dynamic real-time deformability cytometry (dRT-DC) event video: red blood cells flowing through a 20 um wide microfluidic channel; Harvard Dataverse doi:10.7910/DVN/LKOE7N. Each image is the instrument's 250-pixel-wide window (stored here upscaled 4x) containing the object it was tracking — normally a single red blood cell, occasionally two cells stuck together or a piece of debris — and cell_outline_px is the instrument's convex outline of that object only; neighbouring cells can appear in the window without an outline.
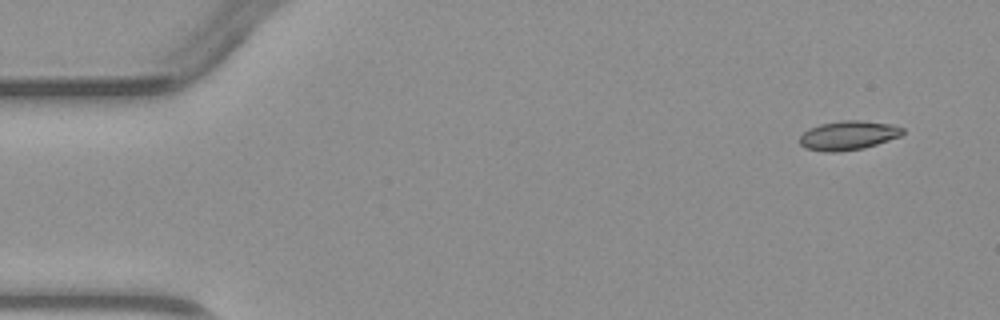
{"species": "common noctule bat (a hibernating species)", "species_latin": "Nyctalus noctula", "temperature_condition": "warm", "stored_images_in_passage": 4, "camera_frame_rate_fps": 3000, "um_per_image_px": 0.085, "animal": {"sex": "male", "body_mass_g": 23.1, "forearm_length_mm": 52.7}, "frame": {"image": 1, "passage_image": 1, "time_ms": 0.0, "image_size_px": [1000, 320], "cell_outline_px": [[904, 132], [900, 136], [864, 148], [840, 152], [824, 152], [804, 148], [800, 144], [800, 136], [808, 128], [820, 124], [840, 120], [860, 120], [892, 124], [904, 128]], "centroid_in_image_um": [72.08, 11.51], "position_along_channel_um": 12.9, "area_um2": 17.63}}
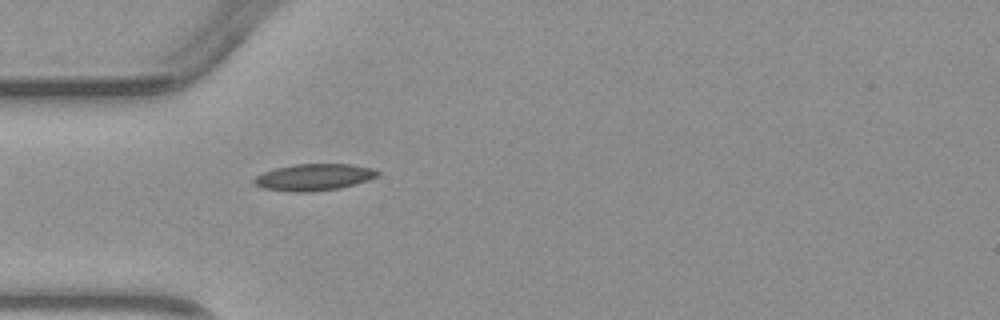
{"frame": {"image": 2, "passage_image": 4, "time_ms": 3.667, "image_size_px": [1000, 320], "cell_outline_px": [[380, 172], [376, 176], [368, 180], [356, 184], [340, 188], [312, 192], [296, 192], [264, 188], [256, 184], [252, 180], [256, 176], [264, 172], [276, 168], [296, 164], [352, 164], [372, 168]], "centroid_in_image_um": [26.71, 15.06], "position_along_channel_um": 58.3, "area_um2": 19.07}}